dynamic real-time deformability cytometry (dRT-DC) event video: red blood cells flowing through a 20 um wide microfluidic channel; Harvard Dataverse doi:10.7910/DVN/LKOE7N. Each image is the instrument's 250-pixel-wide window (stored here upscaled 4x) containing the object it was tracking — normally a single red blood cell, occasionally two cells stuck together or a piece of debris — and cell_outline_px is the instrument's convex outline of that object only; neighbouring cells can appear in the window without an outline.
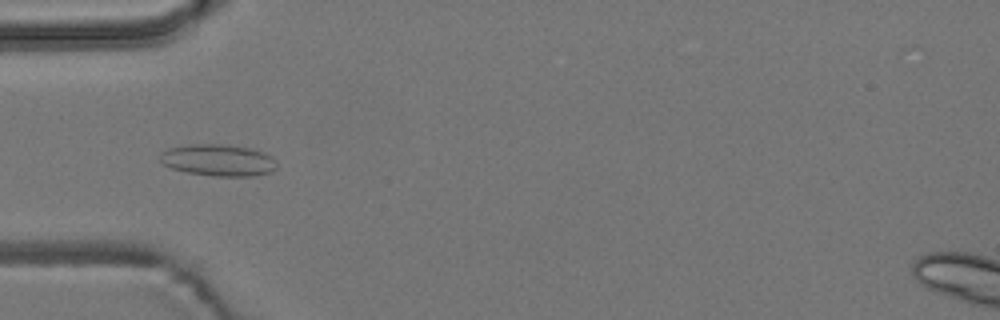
{"species": "common noctule bat (a hibernating species)", "species_latin": "Nyctalus noctula", "temperature_condition": "room temperature", "stored_images_in_passage": 7, "camera_frame_rate_fps": 3000, "um_per_image_px": 0.085, "animal": {"sex": "male", "body_mass_g": 19.2, "forearm_length_mm": 51.8}, "frame": {"image": 1, "passage_image": 5, "time_ms": 4.667, "image_size_px": [1000, 320], "cell_outline_px": [[276, 168], [272, 172], [252, 176], [212, 176], [188, 172], [172, 168], [164, 164], [160, 160], [160, 152], [168, 148], [192, 144], [220, 144], [252, 148], [264, 152], [272, 156], [276, 160]], "centroid_in_image_um": [18.58, 13.61], "position_along_channel_um": 66.4, "area_um2": 21.68}}
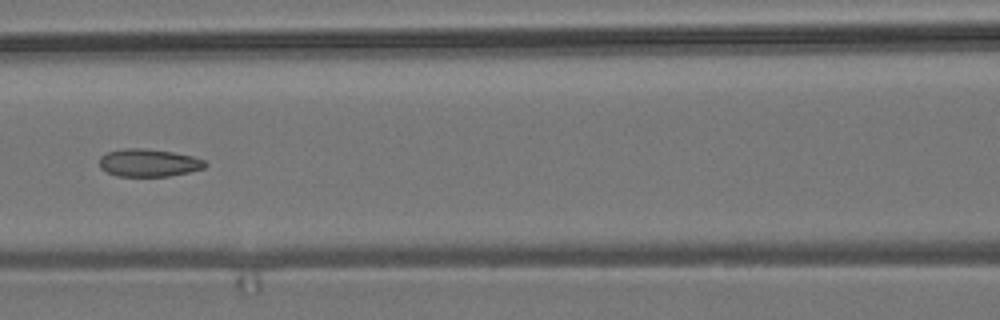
{"frame": {"image": 2, "passage_image": 7, "time_ms": 7.0, "image_size_px": [1000, 320], "cell_outline_px": [[208, 164], [204, 168], [188, 172], [168, 176], [116, 176], [100, 168], [100, 156], [108, 152], [124, 148], [144, 148], [172, 152], [192, 156], [204, 160]], "centroid_in_image_um": [12.63, 13.83], "position_along_channel_um": 154.0, "area_um2": 16.99}}